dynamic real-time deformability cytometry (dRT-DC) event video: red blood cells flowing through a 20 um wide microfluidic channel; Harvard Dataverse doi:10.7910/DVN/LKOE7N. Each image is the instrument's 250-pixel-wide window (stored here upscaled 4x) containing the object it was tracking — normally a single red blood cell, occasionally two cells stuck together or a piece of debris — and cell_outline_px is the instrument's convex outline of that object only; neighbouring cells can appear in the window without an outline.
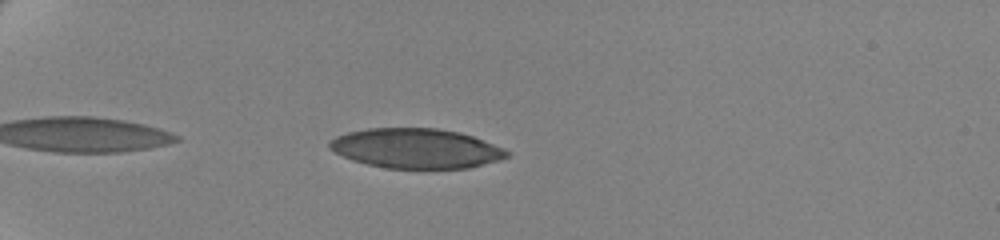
{"species": "human", "species_latin": "Homo sapiens", "temperature_condition": "cold", "stored_images_in_passage": 46, "camera_frame_rate_fps": 3000, "um_per_image_px": 0.085, "donor": {"sex": "female"}, "frame": {"image": 1, "passage_image": 5, "time_ms": 1.333, "image_size_px": [1000, 240], "cell_outline_px": [[512, 152], [508, 156], [500, 160], [468, 168], [384, 168], [352, 160], [328, 148], [328, 144], [336, 136], [348, 132], [368, 128], [436, 128], [460, 132], [472, 136], [504, 148]], "centroid_in_image_um": [35.39, 12.61], "position_along_channel_um": 49.6, "area_um2": 41.04}}
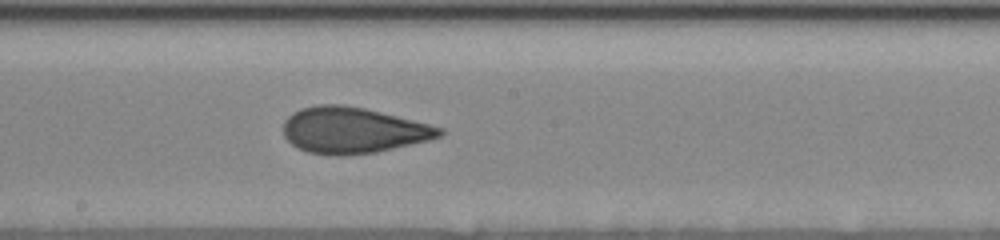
{"frame": {"image": 2, "passage_image": 23, "time_ms": 7.333, "image_size_px": [1000, 240], "cell_outline_px": [[444, 132], [440, 136], [428, 140], [376, 152], [308, 152], [296, 148], [284, 136], [284, 120], [292, 112], [300, 108], [316, 104], [340, 104], [364, 108], [444, 128]], "centroid_in_image_um": [29.98, 11.02], "position_along_channel_um": 218.2, "area_um2": 40.75}}
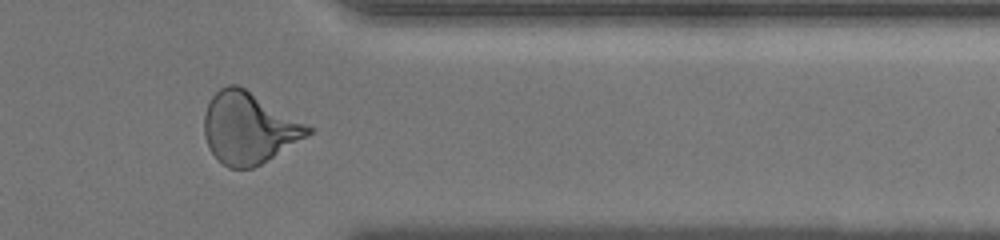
{"frame": {"image": 3, "passage_image": 38, "time_ms": 12.333, "image_size_px": [1000, 240], "cell_outline_px": [[312, 132], [308, 136], [260, 164], [252, 168], [228, 168], [208, 148], [204, 136], [204, 116], [208, 104], [212, 96], [220, 88], [228, 84], [236, 84], [244, 88], [312, 128]], "centroid_in_image_um": [21.11, 10.89], "position_along_channel_um": 390.3, "area_um2": 42.31}, "authors_computed_cell_mechanics": {"area_um2": 41.5293, "velocity_mm_per_s": 3.4966, "shape_relaxation_time_tau1_ms": 7.0555, "shape_relaxation_time_tau2_ms": 1.2735, "deformation_change_tau1": 0.1817, "deformation_change_tau2": 0.0855}}